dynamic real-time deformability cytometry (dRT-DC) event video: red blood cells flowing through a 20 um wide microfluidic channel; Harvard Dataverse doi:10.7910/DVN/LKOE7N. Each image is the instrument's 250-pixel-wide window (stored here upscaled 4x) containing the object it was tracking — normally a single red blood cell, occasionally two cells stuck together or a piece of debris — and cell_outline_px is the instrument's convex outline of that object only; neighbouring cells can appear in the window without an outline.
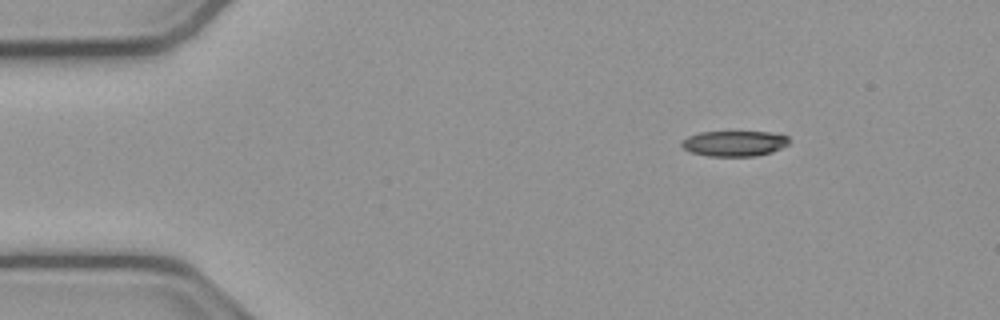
{"species": "common noctule bat (a hibernating species)", "species_latin": "Nyctalus noctula", "temperature_condition": "cold", "stored_images_in_passage": 47, "camera_frame_rate_fps": 3000, "um_per_image_px": 0.085, "animal": {"sex": "male", "body_mass_g": 23.1, "forearm_length_mm": 52.7}, "frame": {"image": 1, "passage_image": 1, "time_ms": 0.0, "image_size_px": [1000, 320], "cell_outline_px": [[788, 144], [772, 152], [756, 156], [708, 156], [688, 152], [680, 144], [680, 140], [688, 136], [700, 132], [768, 132], [788, 136]], "centroid_in_image_um": [62.36, 12.2], "position_along_channel_um": 22.6, "area_um2": 16.01}}
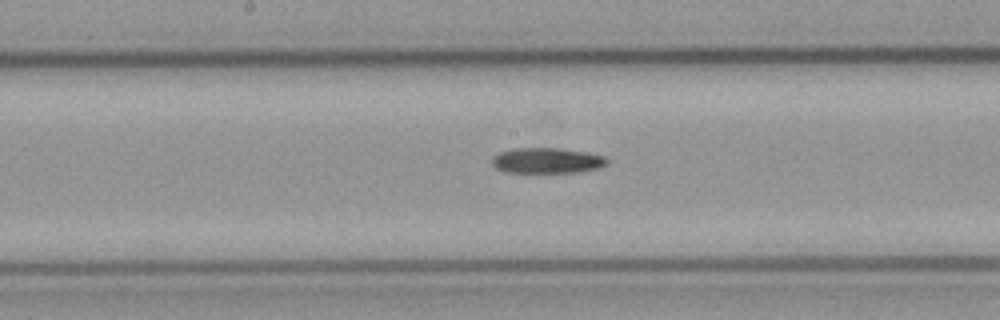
{"frame": {"image": 2, "passage_image": 21, "time_ms": 6.667, "image_size_px": [1000, 320], "cell_outline_px": [[608, 160], [600, 168], [576, 172], [504, 172], [496, 168], [492, 164], [492, 160], [500, 152], [512, 148], [556, 148], [584, 152], [604, 156]], "centroid_in_image_um": [46.47, 13.65], "position_along_channel_um": 201.7, "area_um2": 16.82}}
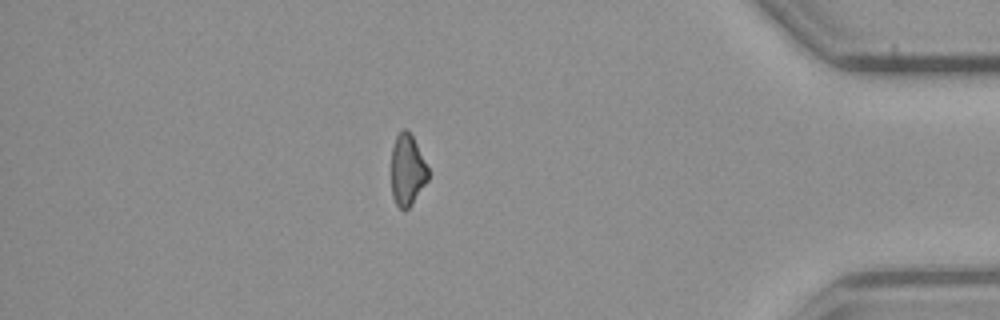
{"frame": {"image": 3, "passage_image": 40, "time_ms": 13.0, "image_size_px": [1000, 320], "cell_outline_px": [[428, 180], [412, 204], [408, 208], [400, 208], [396, 204], [392, 196], [392, 148], [396, 136], [404, 128], [412, 136], [428, 168]], "centroid_in_image_um": [34.62, 14.47], "position_along_channel_um": 400.6, "area_um2": 14.97}}